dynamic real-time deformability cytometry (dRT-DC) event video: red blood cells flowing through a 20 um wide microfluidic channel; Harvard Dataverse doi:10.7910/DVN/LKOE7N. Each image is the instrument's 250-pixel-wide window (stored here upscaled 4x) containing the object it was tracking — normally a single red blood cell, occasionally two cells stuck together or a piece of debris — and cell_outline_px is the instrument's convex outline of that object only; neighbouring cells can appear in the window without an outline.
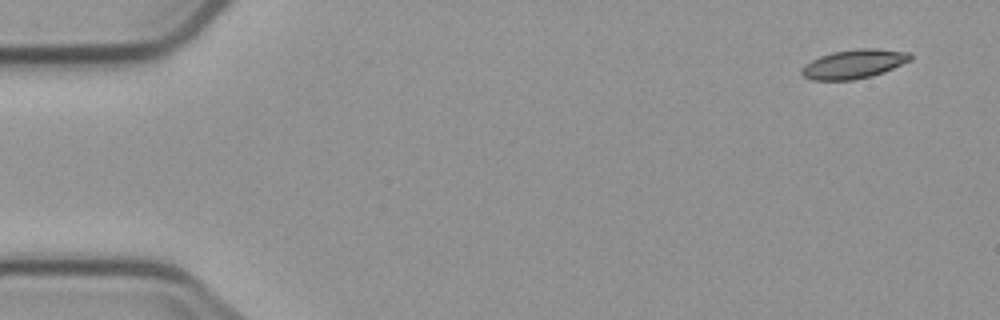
{"species": "common noctule bat (a hibernating species)", "species_latin": "Nyctalus noctula", "temperature_condition": "cold", "stored_images_in_passage": 6, "camera_frame_rate_fps": 3000, "um_per_image_px": 0.085, "animal": {"sex": "male", "body_mass_g": 23.1, "forearm_length_mm": 52.7}, "frame": {"image": 1, "passage_image": 1, "time_ms": 0.0, "image_size_px": [1000, 320], "cell_outline_px": [[912, 60], [884, 72], [872, 76], [852, 80], [812, 80], [804, 76], [800, 72], [804, 64], [820, 56], [832, 52], [856, 48], [876, 48], [912, 52]], "centroid_in_image_um": [72.61, 5.43], "position_along_channel_um": 12.4, "area_um2": 18.61}}
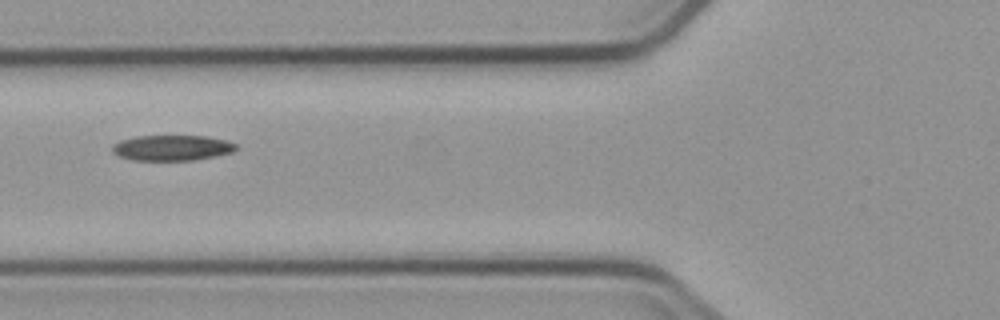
{"frame": {"image": 2, "passage_image": 6, "time_ms": 6.0, "image_size_px": [1000, 320], "cell_outline_px": [[236, 148], [232, 152], [192, 160], [132, 160], [120, 156], [112, 152], [112, 144], [120, 140], [136, 136], [208, 136], [224, 140], [236, 144]], "centroid_in_image_um": [14.56, 12.56], "position_along_channel_um": 111.2, "area_um2": 18.21}}